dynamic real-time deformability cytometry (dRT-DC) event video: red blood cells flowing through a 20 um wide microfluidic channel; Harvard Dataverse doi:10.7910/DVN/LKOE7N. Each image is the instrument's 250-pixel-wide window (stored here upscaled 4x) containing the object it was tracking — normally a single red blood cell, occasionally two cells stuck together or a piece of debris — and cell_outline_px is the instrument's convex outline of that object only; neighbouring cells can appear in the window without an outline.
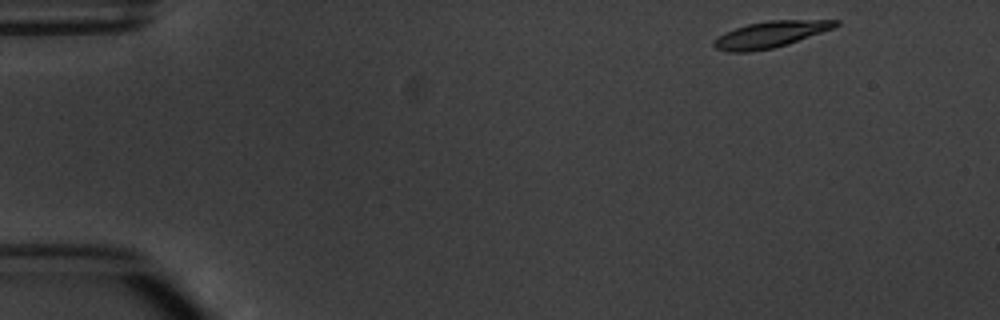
{"species": "common noctule bat (a hibernating species)", "species_latin": "Nyctalus noctula", "temperature_condition": "warm", "stored_images_in_passage": 4, "segment_of_instrument_passage": [2, 2], "camera_frame_rate_fps": 3000, "um_per_image_px": 0.085, "animal": {"sex": "male", "body_mass_g": 20.1, "forearm_length_mm": 53.5}, "frame": {"image": 1, "passage_image": 4, "time_ms": 4.333, "image_size_px": [1000, 320], "cell_outline_px": [[840, 24], [832, 28], [788, 44], [772, 48], [752, 52], [728, 52], [716, 48], [712, 44], [712, 40], [724, 32], [748, 24], [768, 20], [840, 20]], "centroid_in_image_um": [65.43, 2.93], "position_along_channel_um": 19.6, "area_um2": 18.61}}